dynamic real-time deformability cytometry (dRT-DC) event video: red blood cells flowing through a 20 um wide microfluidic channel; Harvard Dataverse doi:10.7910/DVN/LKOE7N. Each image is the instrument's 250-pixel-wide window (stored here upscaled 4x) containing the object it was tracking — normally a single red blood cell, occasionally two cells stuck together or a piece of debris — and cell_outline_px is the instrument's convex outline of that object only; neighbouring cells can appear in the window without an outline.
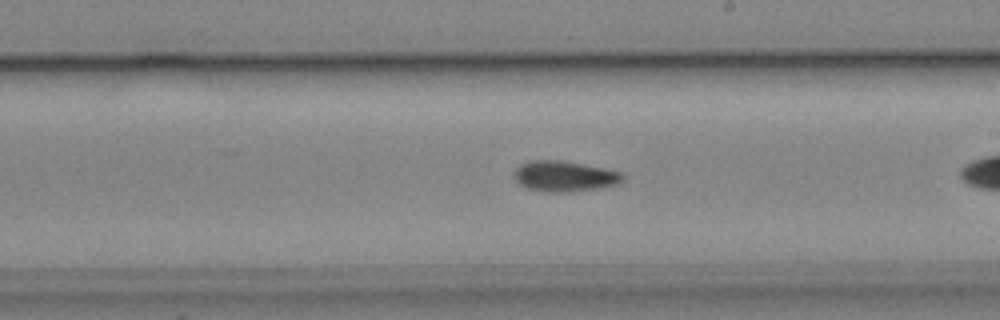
{"species": "common noctule bat (a hibernating species)", "species_latin": "Nyctalus noctula", "temperature_condition": "cold", "stored_images_in_passage": 27, "camera_frame_rate_fps": 3000, "um_per_image_px": 0.085, "animal": {"sex": "male", "body_mass_g": 19.2, "forearm_length_mm": 51.8}, "frame": {"image": 1, "passage_image": 16, "time_ms": 5.0, "image_size_px": [1000, 320], "cell_outline_px": [[624, 180], [620, 184], [600, 188], [568, 192], [544, 192], [528, 188], [520, 184], [516, 180], [516, 168], [520, 164], [532, 160], [564, 160], [604, 168], [620, 172], [624, 176]], "centroid_in_image_um": [48.03, 14.98], "position_along_channel_um": 241.0, "area_um2": 19.42}}
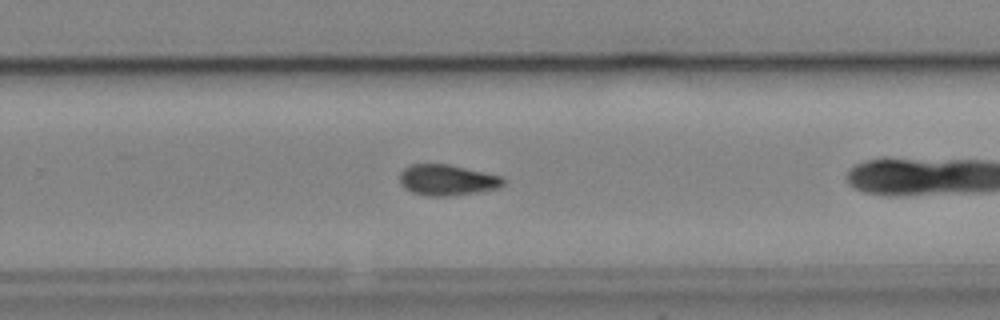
{"frame": {"image": 2, "passage_image": 20, "time_ms": 6.333, "image_size_px": [1000, 320], "cell_outline_px": [[504, 184], [496, 188], [476, 192], [448, 196], [428, 196], [412, 192], [404, 188], [400, 180], [400, 172], [404, 168], [412, 164], [448, 164], [504, 176]], "centroid_in_image_um": [38.01, 15.29], "position_along_channel_um": 291.8, "area_um2": 18.55}}